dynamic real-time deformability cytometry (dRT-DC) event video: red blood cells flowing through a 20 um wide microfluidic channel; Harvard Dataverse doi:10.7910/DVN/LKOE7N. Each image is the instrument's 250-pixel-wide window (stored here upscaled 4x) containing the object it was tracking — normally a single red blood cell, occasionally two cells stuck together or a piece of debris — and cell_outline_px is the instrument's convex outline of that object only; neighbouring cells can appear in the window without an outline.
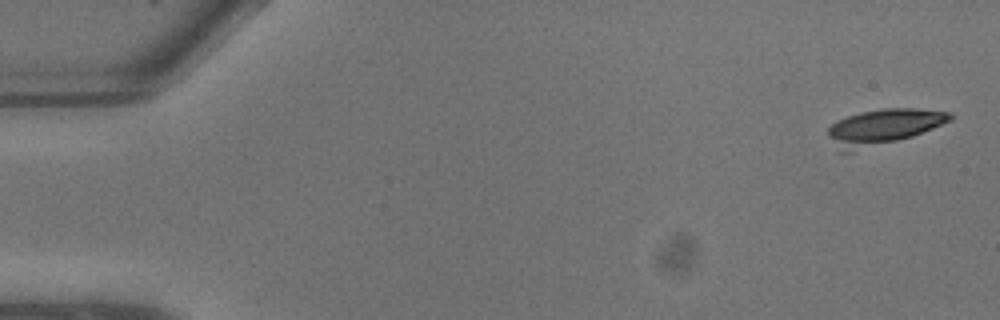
{"species": "common noctule bat (a hibernating species)", "species_latin": "Nyctalus noctula", "temperature_condition": "warm", "stored_images_in_passage": 9, "camera_frame_rate_fps": 3000, "um_per_image_px": 0.085, "animal": {"sex": "male", "body_mass_g": 13.3}, "frame": {"image": 1, "passage_image": 1, "time_ms": 0.0, "image_size_px": [1000, 320], "cell_outline_px": [[952, 120], [912, 136], [852, 152], [840, 152], [828, 136], [828, 128], [836, 120], [860, 112], [884, 108], [912, 108], [952, 112]], "centroid_in_image_um": [75.04, 10.78], "position_along_channel_um": 10.0, "area_um2": 25.09}}